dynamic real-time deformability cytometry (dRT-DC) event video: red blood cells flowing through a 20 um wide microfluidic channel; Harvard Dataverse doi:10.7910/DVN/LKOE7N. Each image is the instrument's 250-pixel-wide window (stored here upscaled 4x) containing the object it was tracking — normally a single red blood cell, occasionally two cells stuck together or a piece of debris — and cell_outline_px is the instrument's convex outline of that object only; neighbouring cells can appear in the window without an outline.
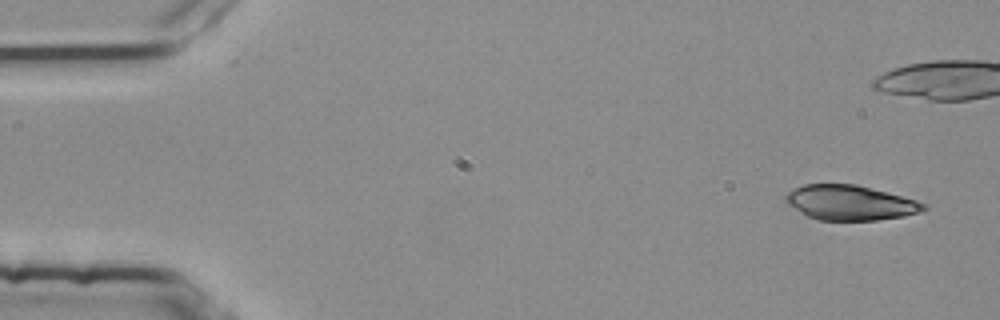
{"species": "common noctule bat (a hibernating species)", "species_latin": "Nyctalus noctula", "temperature_condition": "room temperature", "stored_images_in_passage": 52, "camera_frame_rate_fps": 3000, "um_per_image_px": 0.085, "animal": {"sex": "female", "body_mass_g": 25.1}, "frame": {"image": 1, "passage_image": 1, "time_ms": 0.0, "image_size_px": [1000, 320], "cell_outline_px": [[928, 208], [920, 212], [904, 216], [876, 220], [816, 220], [808, 216], [788, 204], [784, 200], [784, 196], [788, 192], [804, 184], [856, 184], [916, 200], [924, 204]], "centroid_in_image_um": [72.25, 17.23], "position_along_channel_um": 12.8, "area_um2": 27.8}}